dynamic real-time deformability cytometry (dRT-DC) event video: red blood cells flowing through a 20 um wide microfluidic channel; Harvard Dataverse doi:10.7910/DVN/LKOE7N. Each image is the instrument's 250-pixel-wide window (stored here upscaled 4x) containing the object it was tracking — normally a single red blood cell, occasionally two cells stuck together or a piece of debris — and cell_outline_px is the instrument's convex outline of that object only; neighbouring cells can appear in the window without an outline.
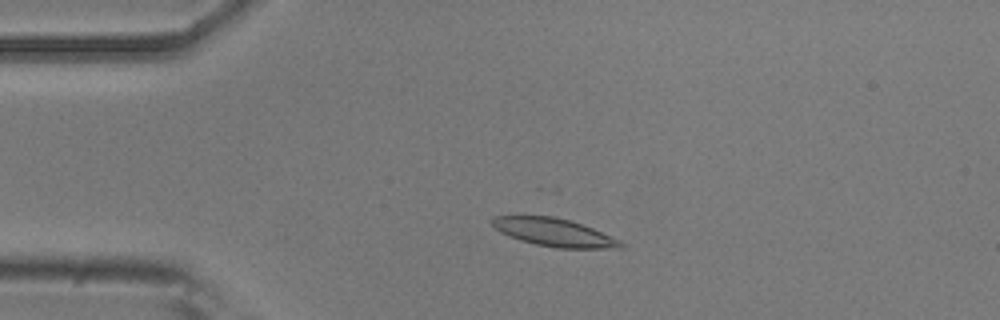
{"species": "common noctule bat (a hibernating species)", "species_latin": "Nyctalus noctula", "temperature_condition": "room temperature", "stored_images_in_passage": 51, "camera_frame_rate_fps": 3000, "um_per_image_px": 0.085, "animal": {"sex": "male", "body_mass_g": 20.5, "forearm_length_mm": 52.5}, "frame": {"image": 1, "passage_image": 10, "time_ms": 3.0, "image_size_px": [1000, 320], "cell_outline_px": [[624, 248], [556, 248], [536, 244], [520, 240], [500, 232], [488, 220], [492, 216], [552, 216], [568, 220], [592, 228], [620, 240], [624, 244]], "centroid_in_image_um": [47.07, 19.75], "position_along_channel_um": 37.9, "area_um2": 20.75}}
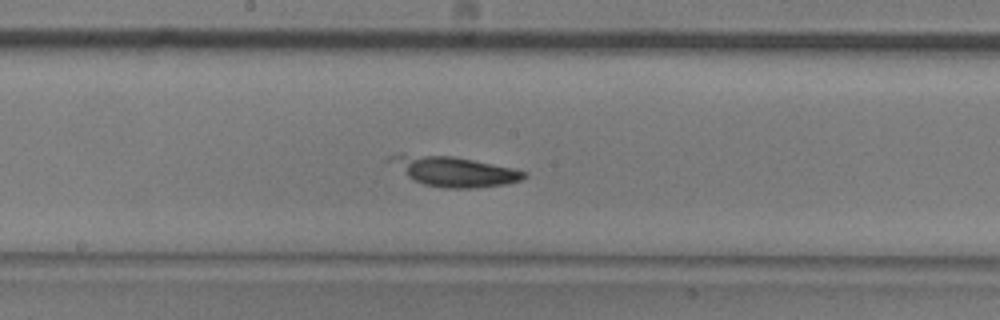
{"frame": {"image": 2, "passage_image": 26, "time_ms": 8.333, "image_size_px": [1000, 320], "cell_outline_px": [[528, 176], [520, 180], [504, 184], [476, 188], [444, 188], [424, 184], [412, 180], [384, 160], [388, 156], [400, 152], [404, 152], [452, 156], [512, 168], [524, 172]], "centroid_in_image_um": [38.44, 14.53], "position_along_channel_um": 209.8, "area_um2": 23.76}}
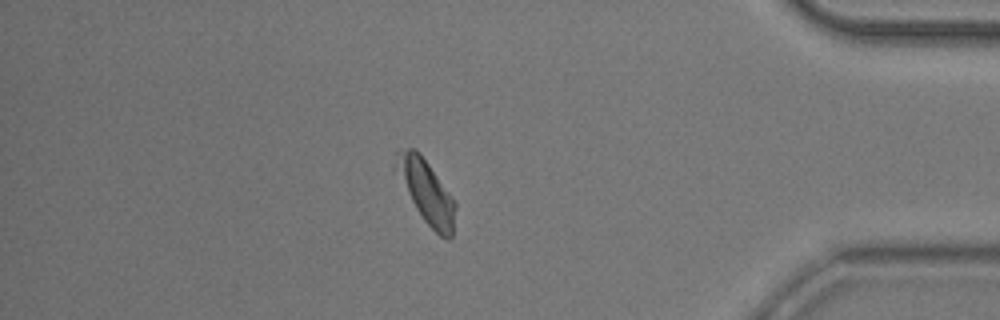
{"frame": {"image": 3, "passage_image": 44, "time_ms": 14.333, "image_size_px": [1000, 320], "cell_outline_px": [[456, 208], [452, 236], [448, 240], [440, 236], [424, 220], [416, 208], [392, 168], [392, 164], [396, 152], [400, 148], [412, 148], [420, 152], [456, 200]], "centroid_in_image_um": [36.21, 16.22], "position_along_channel_um": 399.0, "area_um2": 22.2}}